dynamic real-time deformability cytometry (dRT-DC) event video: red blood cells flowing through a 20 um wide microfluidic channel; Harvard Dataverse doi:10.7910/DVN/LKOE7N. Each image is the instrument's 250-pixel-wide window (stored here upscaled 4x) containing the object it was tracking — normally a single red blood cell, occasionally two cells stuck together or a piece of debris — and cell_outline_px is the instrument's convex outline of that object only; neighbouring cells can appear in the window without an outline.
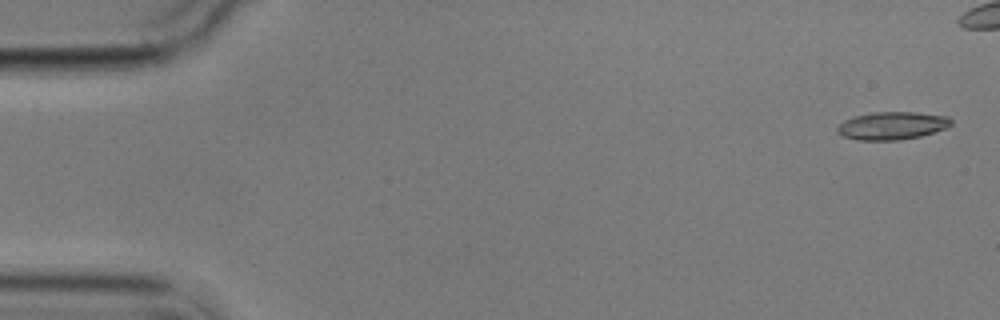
{"species": "common noctule bat (a hibernating species)", "species_latin": "Nyctalus noctula", "temperature_condition": "cold", "stored_images_in_passage": 6, "camera_frame_rate_fps": 3000, "um_per_image_px": 0.085, "animal": {"sex": "male", "body_mass_g": 17.9}, "frame": {"image": 1, "passage_image": 1, "time_ms": 0.0, "image_size_px": [1000, 320], "cell_outline_px": [[952, 124], [948, 128], [920, 136], [900, 140], [856, 140], [844, 136], [836, 132], [836, 128], [844, 120], [856, 116], [872, 112], [916, 112], [948, 116], [952, 120]], "centroid_in_image_um": [75.85, 10.68], "position_along_channel_um": 9.2, "area_um2": 18.55}}
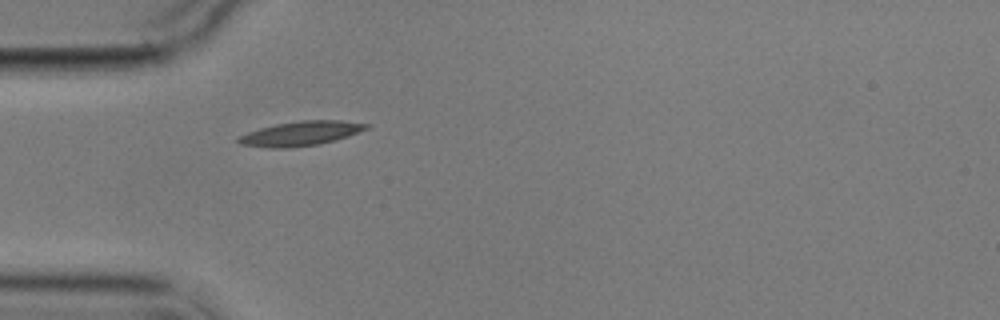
{"frame": {"image": 2, "passage_image": 6, "time_ms": 7.0, "image_size_px": [1000, 320], "cell_outline_px": [[372, 124], [368, 128], [348, 136], [336, 140], [320, 144], [288, 148], [268, 148], [240, 144], [236, 140], [236, 136], [260, 128], [276, 124], [300, 120], [340, 120]], "centroid_in_image_um": [25.55, 11.35], "position_along_channel_um": 59.5, "area_um2": 18.38}}